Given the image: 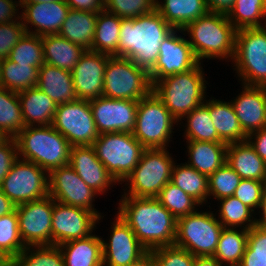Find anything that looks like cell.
Listing matches in <instances>:
<instances>
[{
	"instance_id": "obj_33",
	"label": "cell",
	"mask_w": 266,
	"mask_h": 266,
	"mask_svg": "<svg viewBox=\"0 0 266 266\" xmlns=\"http://www.w3.org/2000/svg\"><path fill=\"white\" fill-rule=\"evenodd\" d=\"M121 20L105 10L98 12L92 51L118 57Z\"/></svg>"
},
{
	"instance_id": "obj_57",
	"label": "cell",
	"mask_w": 266,
	"mask_h": 266,
	"mask_svg": "<svg viewBox=\"0 0 266 266\" xmlns=\"http://www.w3.org/2000/svg\"><path fill=\"white\" fill-rule=\"evenodd\" d=\"M128 266H157L155 257L151 251H148L140 259Z\"/></svg>"
},
{
	"instance_id": "obj_30",
	"label": "cell",
	"mask_w": 266,
	"mask_h": 266,
	"mask_svg": "<svg viewBox=\"0 0 266 266\" xmlns=\"http://www.w3.org/2000/svg\"><path fill=\"white\" fill-rule=\"evenodd\" d=\"M98 12L70 9L58 33L72 43L92 50Z\"/></svg>"
},
{
	"instance_id": "obj_32",
	"label": "cell",
	"mask_w": 266,
	"mask_h": 266,
	"mask_svg": "<svg viewBox=\"0 0 266 266\" xmlns=\"http://www.w3.org/2000/svg\"><path fill=\"white\" fill-rule=\"evenodd\" d=\"M189 161L188 166L195 168L199 173L210 176L226 161V143L187 141ZM191 161V162H190Z\"/></svg>"
},
{
	"instance_id": "obj_50",
	"label": "cell",
	"mask_w": 266,
	"mask_h": 266,
	"mask_svg": "<svg viewBox=\"0 0 266 266\" xmlns=\"http://www.w3.org/2000/svg\"><path fill=\"white\" fill-rule=\"evenodd\" d=\"M243 256L266 258V229L255 225L248 230V239Z\"/></svg>"
},
{
	"instance_id": "obj_63",
	"label": "cell",
	"mask_w": 266,
	"mask_h": 266,
	"mask_svg": "<svg viewBox=\"0 0 266 266\" xmlns=\"http://www.w3.org/2000/svg\"><path fill=\"white\" fill-rule=\"evenodd\" d=\"M9 137L0 130V145L3 144Z\"/></svg>"
},
{
	"instance_id": "obj_38",
	"label": "cell",
	"mask_w": 266,
	"mask_h": 266,
	"mask_svg": "<svg viewBox=\"0 0 266 266\" xmlns=\"http://www.w3.org/2000/svg\"><path fill=\"white\" fill-rule=\"evenodd\" d=\"M25 127L18 93L1 87L0 130L14 138Z\"/></svg>"
},
{
	"instance_id": "obj_31",
	"label": "cell",
	"mask_w": 266,
	"mask_h": 266,
	"mask_svg": "<svg viewBox=\"0 0 266 266\" xmlns=\"http://www.w3.org/2000/svg\"><path fill=\"white\" fill-rule=\"evenodd\" d=\"M209 114L222 142L231 144L247 140L248 135L242 129L231 101L209 100Z\"/></svg>"
},
{
	"instance_id": "obj_49",
	"label": "cell",
	"mask_w": 266,
	"mask_h": 266,
	"mask_svg": "<svg viewBox=\"0 0 266 266\" xmlns=\"http://www.w3.org/2000/svg\"><path fill=\"white\" fill-rule=\"evenodd\" d=\"M0 24V60L7 59L11 49L25 35L23 21Z\"/></svg>"
},
{
	"instance_id": "obj_21",
	"label": "cell",
	"mask_w": 266,
	"mask_h": 266,
	"mask_svg": "<svg viewBox=\"0 0 266 266\" xmlns=\"http://www.w3.org/2000/svg\"><path fill=\"white\" fill-rule=\"evenodd\" d=\"M20 7L24 8V12L16 18L23 19L26 33L38 36L58 34L70 10L65 0L48 3L21 4ZM29 23L36 27L35 32H30L28 27Z\"/></svg>"
},
{
	"instance_id": "obj_65",
	"label": "cell",
	"mask_w": 266,
	"mask_h": 266,
	"mask_svg": "<svg viewBox=\"0 0 266 266\" xmlns=\"http://www.w3.org/2000/svg\"><path fill=\"white\" fill-rule=\"evenodd\" d=\"M265 184H266V162H265Z\"/></svg>"
},
{
	"instance_id": "obj_66",
	"label": "cell",
	"mask_w": 266,
	"mask_h": 266,
	"mask_svg": "<svg viewBox=\"0 0 266 266\" xmlns=\"http://www.w3.org/2000/svg\"><path fill=\"white\" fill-rule=\"evenodd\" d=\"M18 4L21 6V4H22V0H19Z\"/></svg>"
},
{
	"instance_id": "obj_7",
	"label": "cell",
	"mask_w": 266,
	"mask_h": 266,
	"mask_svg": "<svg viewBox=\"0 0 266 266\" xmlns=\"http://www.w3.org/2000/svg\"><path fill=\"white\" fill-rule=\"evenodd\" d=\"M149 72L132 59L109 56L104 73L103 96L139 101L152 91Z\"/></svg>"
},
{
	"instance_id": "obj_27",
	"label": "cell",
	"mask_w": 266,
	"mask_h": 266,
	"mask_svg": "<svg viewBox=\"0 0 266 266\" xmlns=\"http://www.w3.org/2000/svg\"><path fill=\"white\" fill-rule=\"evenodd\" d=\"M64 266H103L102 238L90 234L59 245Z\"/></svg>"
},
{
	"instance_id": "obj_48",
	"label": "cell",
	"mask_w": 266,
	"mask_h": 266,
	"mask_svg": "<svg viewBox=\"0 0 266 266\" xmlns=\"http://www.w3.org/2000/svg\"><path fill=\"white\" fill-rule=\"evenodd\" d=\"M265 190V182L251 179H241L233 196L253 210V208H259L260 201L262 200Z\"/></svg>"
},
{
	"instance_id": "obj_1",
	"label": "cell",
	"mask_w": 266,
	"mask_h": 266,
	"mask_svg": "<svg viewBox=\"0 0 266 266\" xmlns=\"http://www.w3.org/2000/svg\"><path fill=\"white\" fill-rule=\"evenodd\" d=\"M118 214L148 250L174 245L177 219L156 197L122 196Z\"/></svg>"
},
{
	"instance_id": "obj_58",
	"label": "cell",
	"mask_w": 266,
	"mask_h": 266,
	"mask_svg": "<svg viewBox=\"0 0 266 266\" xmlns=\"http://www.w3.org/2000/svg\"><path fill=\"white\" fill-rule=\"evenodd\" d=\"M214 256H197L195 257L194 266H222Z\"/></svg>"
},
{
	"instance_id": "obj_46",
	"label": "cell",
	"mask_w": 266,
	"mask_h": 266,
	"mask_svg": "<svg viewBox=\"0 0 266 266\" xmlns=\"http://www.w3.org/2000/svg\"><path fill=\"white\" fill-rule=\"evenodd\" d=\"M156 0H104V10L122 19H134L155 10Z\"/></svg>"
},
{
	"instance_id": "obj_11",
	"label": "cell",
	"mask_w": 266,
	"mask_h": 266,
	"mask_svg": "<svg viewBox=\"0 0 266 266\" xmlns=\"http://www.w3.org/2000/svg\"><path fill=\"white\" fill-rule=\"evenodd\" d=\"M222 229L213 213L196 211L177 219L174 245L195 257L213 256Z\"/></svg>"
},
{
	"instance_id": "obj_60",
	"label": "cell",
	"mask_w": 266,
	"mask_h": 266,
	"mask_svg": "<svg viewBox=\"0 0 266 266\" xmlns=\"http://www.w3.org/2000/svg\"><path fill=\"white\" fill-rule=\"evenodd\" d=\"M259 209H261L263 216L261 219H255L256 225L266 229V190L260 201Z\"/></svg>"
},
{
	"instance_id": "obj_18",
	"label": "cell",
	"mask_w": 266,
	"mask_h": 266,
	"mask_svg": "<svg viewBox=\"0 0 266 266\" xmlns=\"http://www.w3.org/2000/svg\"><path fill=\"white\" fill-rule=\"evenodd\" d=\"M99 134L133 132L138 101L112 99L101 96L89 101Z\"/></svg>"
},
{
	"instance_id": "obj_28",
	"label": "cell",
	"mask_w": 266,
	"mask_h": 266,
	"mask_svg": "<svg viewBox=\"0 0 266 266\" xmlns=\"http://www.w3.org/2000/svg\"><path fill=\"white\" fill-rule=\"evenodd\" d=\"M156 0L155 9L173 29H184L189 23L206 15L205 0ZM163 4V5H162Z\"/></svg>"
},
{
	"instance_id": "obj_26",
	"label": "cell",
	"mask_w": 266,
	"mask_h": 266,
	"mask_svg": "<svg viewBox=\"0 0 266 266\" xmlns=\"http://www.w3.org/2000/svg\"><path fill=\"white\" fill-rule=\"evenodd\" d=\"M26 127L52 125L57 104L37 87L18 92ZM34 124V125H33Z\"/></svg>"
},
{
	"instance_id": "obj_15",
	"label": "cell",
	"mask_w": 266,
	"mask_h": 266,
	"mask_svg": "<svg viewBox=\"0 0 266 266\" xmlns=\"http://www.w3.org/2000/svg\"><path fill=\"white\" fill-rule=\"evenodd\" d=\"M177 31L183 29H173L161 42L157 62L149 71L152 86L158 80L189 71L200 63L189 41L178 36Z\"/></svg>"
},
{
	"instance_id": "obj_8",
	"label": "cell",
	"mask_w": 266,
	"mask_h": 266,
	"mask_svg": "<svg viewBox=\"0 0 266 266\" xmlns=\"http://www.w3.org/2000/svg\"><path fill=\"white\" fill-rule=\"evenodd\" d=\"M233 61L243 84L266 87V23L236 31Z\"/></svg>"
},
{
	"instance_id": "obj_23",
	"label": "cell",
	"mask_w": 266,
	"mask_h": 266,
	"mask_svg": "<svg viewBox=\"0 0 266 266\" xmlns=\"http://www.w3.org/2000/svg\"><path fill=\"white\" fill-rule=\"evenodd\" d=\"M69 165L77 175L94 191L102 193L117 181L97 158L94 147L72 146Z\"/></svg>"
},
{
	"instance_id": "obj_34",
	"label": "cell",
	"mask_w": 266,
	"mask_h": 266,
	"mask_svg": "<svg viewBox=\"0 0 266 266\" xmlns=\"http://www.w3.org/2000/svg\"><path fill=\"white\" fill-rule=\"evenodd\" d=\"M171 182L195 199L200 205L209 197L208 176L187 164L173 165Z\"/></svg>"
},
{
	"instance_id": "obj_40",
	"label": "cell",
	"mask_w": 266,
	"mask_h": 266,
	"mask_svg": "<svg viewBox=\"0 0 266 266\" xmlns=\"http://www.w3.org/2000/svg\"><path fill=\"white\" fill-rule=\"evenodd\" d=\"M26 246L12 259L13 266H64V259L58 245ZM31 250V251H30ZM31 254H30V253Z\"/></svg>"
},
{
	"instance_id": "obj_55",
	"label": "cell",
	"mask_w": 266,
	"mask_h": 266,
	"mask_svg": "<svg viewBox=\"0 0 266 266\" xmlns=\"http://www.w3.org/2000/svg\"><path fill=\"white\" fill-rule=\"evenodd\" d=\"M209 12L227 14L233 7L235 0H205Z\"/></svg>"
},
{
	"instance_id": "obj_62",
	"label": "cell",
	"mask_w": 266,
	"mask_h": 266,
	"mask_svg": "<svg viewBox=\"0 0 266 266\" xmlns=\"http://www.w3.org/2000/svg\"><path fill=\"white\" fill-rule=\"evenodd\" d=\"M57 0H22V4H30V3H48V2H54Z\"/></svg>"
},
{
	"instance_id": "obj_56",
	"label": "cell",
	"mask_w": 266,
	"mask_h": 266,
	"mask_svg": "<svg viewBox=\"0 0 266 266\" xmlns=\"http://www.w3.org/2000/svg\"><path fill=\"white\" fill-rule=\"evenodd\" d=\"M16 210V205L2 192L0 188V217Z\"/></svg>"
},
{
	"instance_id": "obj_61",
	"label": "cell",
	"mask_w": 266,
	"mask_h": 266,
	"mask_svg": "<svg viewBox=\"0 0 266 266\" xmlns=\"http://www.w3.org/2000/svg\"><path fill=\"white\" fill-rule=\"evenodd\" d=\"M0 266H13L12 258L2 249H0Z\"/></svg>"
},
{
	"instance_id": "obj_12",
	"label": "cell",
	"mask_w": 266,
	"mask_h": 266,
	"mask_svg": "<svg viewBox=\"0 0 266 266\" xmlns=\"http://www.w3.org/2000/svg\"><path fill=\"white\" fill-rule=\"evenodd\" d=\"M47 174L37 164L18 158L0 188L15 205L43 199L49 195Z\"/></svg>"
},
{
	"instance_id": "obj_13",
	"label": "cell",
	"mask_w": 266,
	"mask_h": 266,
	"mask_svg": "<svg viewBox=\"0 0 266 266\" xmlns=\"http://www.w3.org/2000/svg\"><path fill=\"white\" fill-rule=\"evenodd\" d=\"M52 126L72 146H91L99 137L90 103L86 100L59 104Z\"/></svg>"
},
{
	"instance_id": "obj_37",
	"label": "cell",
	"mask_w": 266,
	"mask_h": 266,
	"mask_svg": "<svg viewBox=\"0 0 266 266\" xmlns=\"http://www.w3.org/2000/svg\"><path fill=\"white\" fill-rule=\"evenodd\" d=\"M187 118L185 131L188 141L224 143L220 140L209 114V100L184 116Z\"/></svg>"
},
{
	"instance_id": "obj_41",
	"label": "cell",
	"mask_w": 266,
	"mask_h": 266,
	"mask_svg": "<svg viewBox=\"0 0 266 266\" xmlns=\"http://www.w3.org/2000/svg\"><path fill=\"white\" fill-rule=\"evenodd\" d=\"M221 208L219 209L220 219L218 220L225 228H235L239 225L245 229L249 230L256 225L255 218L251 216V212H254L247 205L243 204L238 198L234 196L226 197L220 199ZM252 217V220H251ZM248 223L247 225H245Z\"/></svg>"
},
{
	"instance_id": "obj_44",
	"label": "cell",
	"mask_w": 266,
	"mask_h": 266,
	"mask_svg": "<svg viewBox=\"0 0 266 266\" xmlns=\"http://www.w3.org/2000/svg\"><path fill=\"white\" fill-rule=\"evenodd\" d=\"M26 246L21 240L16 210L0 217V249L12 259L17 257Z\"/></svg>"
},
{
	"instance_id": "obj_24",
	"label": "cell",
	"mask_w": 266,
	"mask_h": 266,
	"mask_svg": "<svg viewBox=\"0 0 266 266\" xmlns=\"http://www.w3.org/2000/svg\"><path fill=\"white\" fill-rule=\"evenodd\" d=\"M36 87L57 105L78 99L74 90L72 72L47 63L39 68Z\"/></svg>"
},
{
	"instance_id": "obj_54",
	"label": "cell",
	"mask_w": 266,
	"mask_h": 266,
	"mask_svg": "<svg viewBox=\"0 0 266 266\" xmlns=\"http://www.w3.org/2000/svg\"><path fill=\"white\" fill-rule=\"evenodd\" d=\"M18 6L20 5L13 0H0V24L16 21L12 18L16 17V10H19L16 7Z\"/></svg>"
},
{
	"instance_id": "obj_9",
	"label": "cell",
	"mask_w": 266,
	"mask_h": 266,
	"mask_svg": "<svg viewBox=\"0 0 266 266\" xmlns=\"http://www.w3.org/2000/svg\"><path fill=\"white\" fill-rule=\"evenodd\" d=\"M176 122L162 100L151 91L138 101L132 134L146 149L166 148Z\"/></svg>"
},
{
	"instance_id": "obj_47",
	"label": "cell",
	"mask_w": 266,
	"mask_h": 266,
	"mask_svg": "<svg viewBox=\"0 0 266 266\" xmlns=\"http://www.w3.org/2000/svg\"><path fill=\"white\" fill-rule=\"evenodd\" d=\"M157 266H194L195 256L175 245L151 250Z\"/></svg>"
},
{
	"instance_id": "obj_16",
	"label": "cell",
	"mask_w": 266,
	"mask_h": 266,
	"mask_svg": "<svg viewBox=\"0 0 266 266\" xmlns=\"http://www.w3.org/2000/svg\"><path fill=\"white\" fill-rule=\"evenodd\" d=\"M98 220L92 211L53 200L52 245L89 236Z\"/></svg>"
},
{
	"instance_id": "obj_53",
	"label": "cell",
	"mask_w": 266,
	"mask_h": 266,
	"mask_svg": "<svg viewBox=\"0 0 266 266\" xmlns=\"http://www.w3.org/2000/svg\"><path fill=\"white\" fill-rule=\"evenodd\" d=\"M253 138L255 139L251 140ZM247 140L254 147L256 153L266 162V127L250 133Z\"/></svg>"
},
{
	"instance_id": "obj_2",
	"label": "cell",
	"mask_w": 266,
	"mask_h": 266,
	"mask_svg": "<svg viewBox=\"0 0 266 266\" xmlns=\"http://www.w3.org/2000/svg\"><path fill=\"white\" fill-rule=\"evenodd\" d=\"M172 30L156 9L134 19H122L118 57L132 59L149 72L157 62L161 42Z\"/></svg>"
},
{
	"instance_id": "obj_52",
	"label": "cell",
	"mask_w": 266,
	"mask_h": 266,
	"mask_svg": "<svg viewBox=\"0 0 266 266\" xmlns=\"http://www.w3.org/2000/svg\"><path fill=\"white\" fill-rule=\"evenodd\" d=\"M70 9L101 12L104 10V0H65Z\"/></svg>"
},
{
	"instance_id": "obj_35",
	"label": "cell",
	"mask_w": 266,
	"mask_h": 266,
	"mask_svg": "<svg viewBox=\"0 0 266 266\" xmlns=\"http://www.w3.org/2000/svg\"><path fill=\"white\" fill-rule=\"evenodd\" d=\"M248 230L237 231L235 228L223 227L214 257L221 263L240 265L247 245Z\"/></svg>"
},
{
	"instance_id": "obj_17",
	"label": "cell",
	"mask_w": 266,
	"mask_h": 266,
	"mask_svg": "<svg viewBox=\"0 0 266 266\" xmlns=\"http://www.w3.org/2000/svg\"><path fill=\"white\" fill-rule=\"evenodd\" d=\"M49 196L53 200L80 207L92 211L98 218L101 215L95 211L92 202L93 198L98 194L90 188L67 164L52 170L49 174Z\"/></svg>"
},
{
	"instance_id": "obj_64",
	"label": "cell",
	"mask_w": 266,
	"mask_h": 266,
	"mask_svg": "<svg viewBox=\"0 0 266 266\" xmlns=\"http://www.w3.org/2000/svg\"><path fill=\"white\" fill-rule=\"evenodd\" d=\"M1 62L2 60H0V88H1Z\"/></svg>"
},
{
	"instance_id": "obj_4",
	"label": "cell",
	"mask_w": 266,
	"mask_h": 266,
	"mask_svg": "<svg viewBox=\"0 0 266 266\" xmlns=\"http://www.w3.org/2000/svg\"><path fill=\"white\" fill-rule=\"evenodd\" d=\"M188 32L189 44L200 62L203 58L233 59L235 52L236 29L227 14L208 12L189 23L183 32Z\"/></svg>"
},
{
	"instance_id": "obj_45",
	"label": "cell",
	"mask_w": 266,
	"mask_h": 266,
	"mask_svg": "<svg viewBox=\"0 0 266 266\" xmlns=\"http://www.w3.org/2000/svg\"><path fill=\"white\" fill-rule=\"evenodd\" d=\"M240 181L241 177L225 163L208 176L209 196L212 195L217 200L233 196Z\"/></svg>"
},
{
	"instance_id": "obj_5",
	"label": "cell",
	"mask_w": 266,
	"mask_h": 266,
	"mask_svg": "<svg viewBox=\"0 0 266 266\" xmlns=\"http://www.w3.org/2000/svg\"><path fill=\"white\" fill-rule=\"evenodd\" d=\"M200 64L184 73L158 80L153 85L152 91L162 100L177 122L204 103L206 81Z\"/></svg>"
},
{
	"instance_id": "obj_36",
	"label": "cell",
	"mask_w": 266,
	"mask_h": 266,
	"mask_svg": "<svg viewBox=\"0 0 266 266\" xmlns=\"http://www.w3.org/2000/svg\"><path fill=\"white\" fill-rule=\"evenodd\" d=\"M39 68L4 59L1 62V87L17 93L36 87Z\"/></svg>"
},
{
	"instance_id": "obj_19",
	"label": "cell",
	"mask_w": 266,
	"mask_h": 266,
	"mask_svg": "<svg viewBox=\"0 0 266 266\" xmlns=\"http://www.w3.org/2000/svg\"><path fill=\"white\" fill-rule=\"evenodd\" d=\"M112 224L109 243L102 239L103 266H128L148 252L119 214Z\"/></svg>"
},
{
	"instance_id": "obj_20",
	"label": "cell",
	"mask_w": 266,
	"mask_h": 266,
	"mask_svg": "<svg viewBox=\"0 0 266 266\" xmlns=\"http://www.w3.org/2000/svg\"><path fill=\"white\" fill-rule=\"evenodd\" d=\"M109 55L86 50L72 72L76 96L91 101L103 96L104 73Z\"/></svg>"
},
{
	"instance_id": "obj_6",
	"label": "cell",
	"mask_w": 266,
	"mask_h": 266,
	"mask_svg": "<svg viewBox=\"0 0 266 266\" xmlns=\"http://www.w3.org/2000/svg\"><path fill=\"white\" fill-rule=\"evenodd\" d=\"M92 146L97 158L117 182H125L146 149L131 132L99 134Z\"/></svg>"
},
{
	"instance_id": "obj_42",
	"label": "cell",
	"mask_w": 266,
	"mask_h": 266,
	"mask_svg": "<svg viewBox=\"0 0 266 266\" xmlns=\"http://www.w3.org/2000/svg\"><path fill=\"white\" fill-rule=\"evenodd\" d=\"M156 198L176 219L196 212L195 206L200 205L171 181L162 188Z\"/></svg>"
},
{
	"instance_id": "obj_39",
	"label": "cell",
	"mask_w": 266,
	"mask_h": 266,
	"mask_svg": "<svg viewBox=\"0 0 266 266\" xmlns=\"http://www.w3.org/2000/svg\"><path fill=\"white\" fill-rule=\"evenodd\" d=\"M227 17L236 30L263 27L260 18H266V0H235Z\"/></svg>"
},
{
	"instance_id": "obj_14",
	"label": "cell",
	"mask_w": 266,
	"mask_h": 266,
	"mask_svg": "<svg viewBox=\"0 0 266 266\" xmlns=\"http://www.w3.org/2000/svg\"><path fill=\"white\" fill-rule=\"evenodd\" d=\"M53 198L16 205L19 234L25 246L52 245Z\"/></svg>"
},
{
	"instance_id": "obj_22",
	"label": "cell",
	"mask_w": 266,
	"mask_h": 266,
	"mask_svg": "<svg viewBox=\"0 0 266 266\" xmlns=\"http://www.w3.org/2000/svg\"><path fill=\"white\" fill-rule=\"evenodd\" d=\"M244 85L231 104L243 131L250 133L266 127V87Z\"/></svg>"
},
{
	"instance_id": "obj_25",
	"label": "cell",
	"mask_w": 266,
	"mask_h": 266,
	"mask_svg": "<svg viewBox=\"0 0 266 266\" xmlns=\"http://www.w3.org/2000/svg\"><path fill=\"white\" fill-rule=\"evenodd\" d=\"M226 161L241 179L265 182V161L248 140L227 144Z\"/></svg>"
},
{
	"instance_id": "obj_10",
	"label": "cell",
	"mask_w": 266,
	"mask_h": 266,
	"mask_svg": "<svg viewBox=\"0 0 266 266\" xmlns=\"http://www.w3.org/2000/svg\"><path fill=\"white\" fill-rule=\"evenodd\" d=\"M167 148L145 149L132 173L125 179L129 193L124 196L154 198L171 181L174 161Z\"/></svg>"
},
{
	"instance_id": "obj_3",
	"label": "cell",
	"mask_w": 266,
	"mask_h": 266,
	"mask_svg": "<svg viewBox=\"0 0 266 266\" xmlns=\"http://www.w3.org/2000/svg\"><path fill=\"white\" fill-rule=\"evenodd\" d=\"M14 138L22 160L37 164L48 174L69 164L72 145L52 125L25 127Z\"/></svg>"
},
{
	"instance_id": "obj_51",
	"label": "cell",
	"mask_w": 266,
	"mask_h": 266,
	"mask_svg": "<svg viewBox=\"0 0 266 266\" xmlns=\"http://www.w3.org/2000/svg\"><path fill=\"white\" fill-rule=\"evenodd\" d=\"M18 149L15 138L9 137L0 145V187L13 164L18 160Z\"/></svg>"
},
{
	"instance_id": "obj_29",
	"label": "cell",
	"mask_w": 266,
	"mask_h": 266,
	"mask_svg": "<svg viewBox=\"0 0 266 266\" xmlns=\"http://www.w3.org/2000/svg\"><path fill=\"white\" fill-rule=\"evenodd\" d=\"M44 63L72 71L86 51L81 45L70 42L59 34L42 36Z\"/></svg>"
},
{
	"instance_id": "obj_43",
	"label": "cell",
	"mask_w": 266,
	"mask_h": 266,
	"mask_svg": "<svg viewBox=\"0 0 266 266\" xmlns=\"http://www.w3.org/2000/svg\"><path fill=\"white\" fill-rule=\"evenodd\" d=\"M7 59L17 64L41 67L44 64L42 36L25 33Z\"/></svg>"
},
{
	"instance_id": "obj_59",
	"label": "cell",
	"mask_w": 266,
	"mask_h": 266,
	"mask_svg": "<svg viewBox=\"0 0 266 266\" xmlns=\"http://www.w3.org/2000/svg\"><path fill=\"white\" fill-rule=\"evenodd\" d=\"M239 266H266V258L243 256Z\"/></svg>"
}]
</instances>
